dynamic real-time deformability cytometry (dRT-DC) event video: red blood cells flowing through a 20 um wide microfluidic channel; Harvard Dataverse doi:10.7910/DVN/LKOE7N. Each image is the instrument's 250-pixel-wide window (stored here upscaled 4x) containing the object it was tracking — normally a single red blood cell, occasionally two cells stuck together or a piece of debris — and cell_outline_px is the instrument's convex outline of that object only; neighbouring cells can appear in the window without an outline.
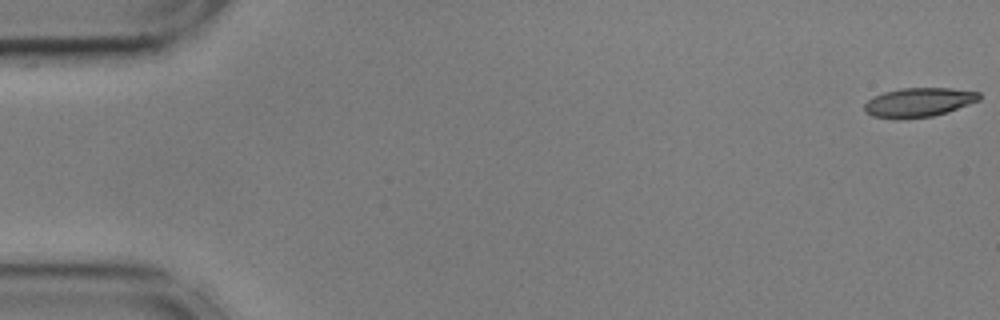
{"species": "common noctule bat (a hibernating species)", "species_latin": "Nyctalus noctula", "temperature_condition": "cold", "stored_images_in_passage": 57, "camera_frame_rate_fps": 3000, "um_per_image_px": 0.085, "animal": {"sex": "male", "body_mass_g": 17.9, "forearm_length_mm": 54.2}, "frame": {"image": 1, "passage_image": 1, "time_ms": 0.0, "image_size_px": [1000, 320], "cell_outline_px": [[980, 100], [948, 112], [932, 116], [900, 120], [896, 120], [872, 116], [864, 112], [864, 104], [872, 96], [884, 92], [900, 88], [952, 88], [980, 92]], "centroid_in_image_um": [78.05, 8.71], "position_along_channel_um": 6.9, "area_um2": 19.88}}
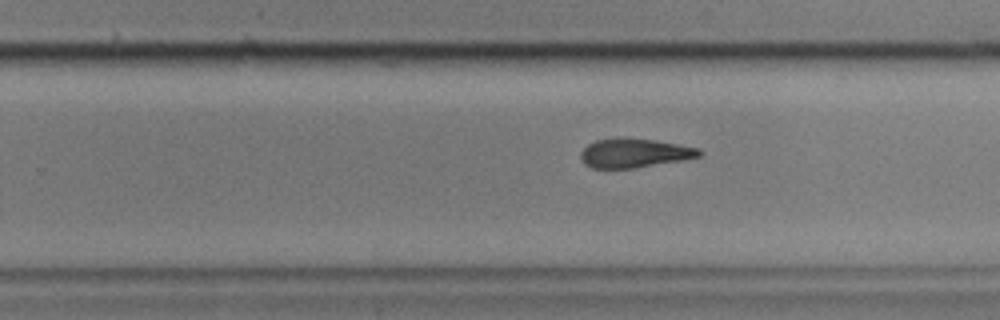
{"frame": {"image": 2, "passage_image": 35, "time_ms": 11.333, "image_size_px": [1000, 320], "cell_outline_px": [[704, 152], [700, 156], [684, 160], [632, 168], [592, 168], [584, 164], [580, 160], [580, 152], [588, 144], [596, 140], [652, 140], [680, 144], [700, 148]], "centroid_in_image_um": [53.96, 13.04], "position_along_channel_um": 275.8, "area_um2": 19.59}}
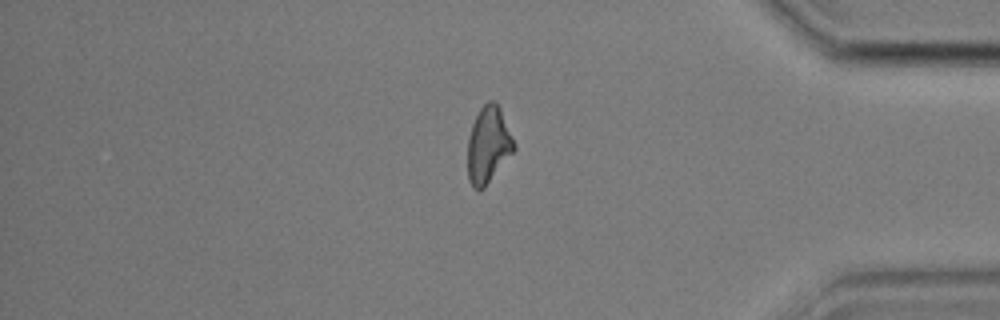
{"frame": {"image": 3, "passage_image": 47, "time_ms": 15.333, "image_size_px": [1000, 320], "cell_outline_px": [[516, 148], [484, 188], [472, 188], [468, 180], [468, 136], [472, 124], [480, 108], [488, 100], [496, 100], [500, 108], [516, 144]], "centroid_in_image_um": [41.5, 12.29], "position_along_channel_um": 393.7, "area_um2": 20.63}, "authors_computed_cell_mechanics": {"area_um2": 20.6924, "velocity_mm_per_s": 3.5971, "shape_relaxation_time_tau1_ms": 10.3285, "shape_relaxation_time_tau2_ms": 4.9823, "deformation_change_tau1": 0.2076, "deformation_change_tau2": 0.1488}}